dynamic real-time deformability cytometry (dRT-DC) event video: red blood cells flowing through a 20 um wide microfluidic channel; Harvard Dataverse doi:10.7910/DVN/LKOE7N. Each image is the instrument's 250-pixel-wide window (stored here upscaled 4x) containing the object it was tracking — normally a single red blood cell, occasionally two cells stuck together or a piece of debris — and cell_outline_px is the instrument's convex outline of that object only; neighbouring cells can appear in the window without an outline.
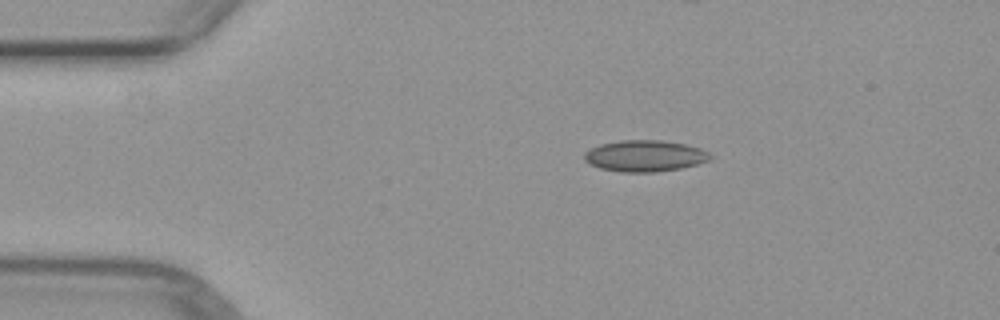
{"species": "common noctule bat (a hibernating species)", "species_latin": "Nyctalus noctula", "temperature_condition": "warm", "stored_images_in_passage": 5, "camera_frame_rate_fps": 3000, "um_per_image_px": 0.085, "animal": {"sex": "female", "body_mass_g": 29.2, "forearm_length_mm": 56.3}, "frame": {"image": 1, "passage_image": 2, "time_ms": 1.333, "image_size_px": [1000, 320], "cell_outline_px": [[712, 160], [680, 168], [652, 172], [620, 172], [600, 168], [588, 164], [584, 160], [584, 152], [600, 144], [620, 140], [660, 140], [688, 144], [700, 148], [708, 152], [712, 156]], "centroid_in_image_um": [54.81, 13.25], "position_along_channel_um": 30.2, "area_um2": 23.12}}
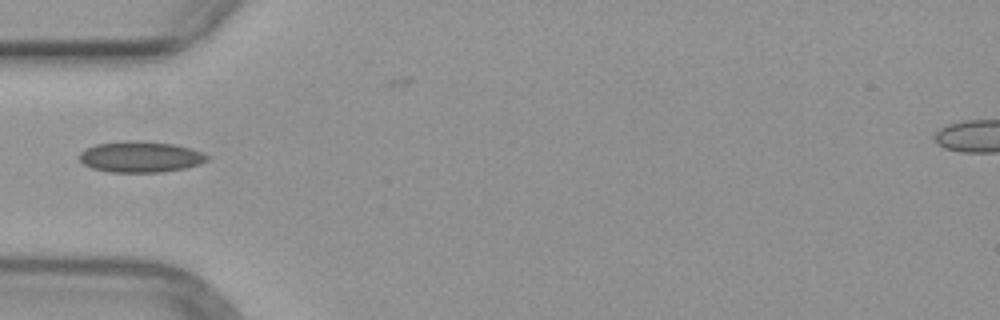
{"frame": {"image": 2, "passage_image": 4, "time_ms": 3.667, "image_size_px": [1000, 320], "cell_outline_px": [[208, 160], [200, 164], [184, 168], [164, 172], [108, 172], [92, 168], [84, 164], [76, 156], [80, 152], [96, 144], [124, 140], [144, 140], [172, 144], [188, 148], [200, 152], [208, 156]], "centroid_in_image_um": [11.89, 13.33], "position_along_channel_um": 73.1, "area_um2": 23.18}}